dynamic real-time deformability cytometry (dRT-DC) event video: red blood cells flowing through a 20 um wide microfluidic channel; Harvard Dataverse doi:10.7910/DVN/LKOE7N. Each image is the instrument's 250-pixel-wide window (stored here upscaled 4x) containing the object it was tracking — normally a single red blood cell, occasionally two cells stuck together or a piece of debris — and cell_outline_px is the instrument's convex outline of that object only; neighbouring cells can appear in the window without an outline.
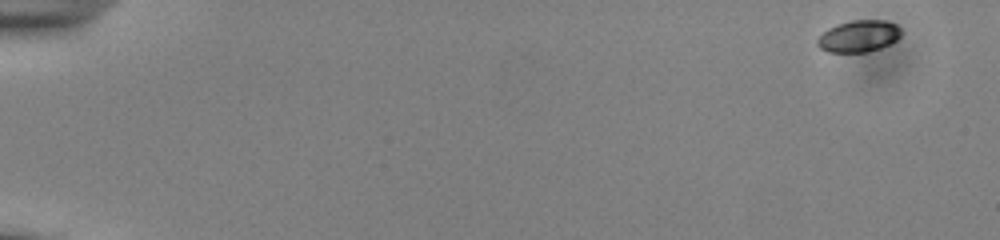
{"species": "common noctule bat (a hibernating species)", "species_latin": "Nyctalus noctula", "temperature_condition": "cold", "stored_images_in_passage": 53, "camera_frame_rate_fps": 3000, "um_per_image_px": 0.085, "animal": {"sex": "male", "body_mass_g": 13.0, "forearm_length_mm": 53.1}, "frame": {"image": 1, "passage_image": 1, "time_ms": 0.0, "image_size_px": [1000, 240], "cell_outline_px": [[900, 36], [896, 40], [880, 48], [868, 52], [828, 52], [820, 48], [816, 44], [816, 40], [828, 28], [852, 20], [884, 20], [896, 24], [900, 28]], "centroid_in_image_um": [72.98, 3.08], "position_along_channel_um": 12.0, "area_um2": 15.37}}
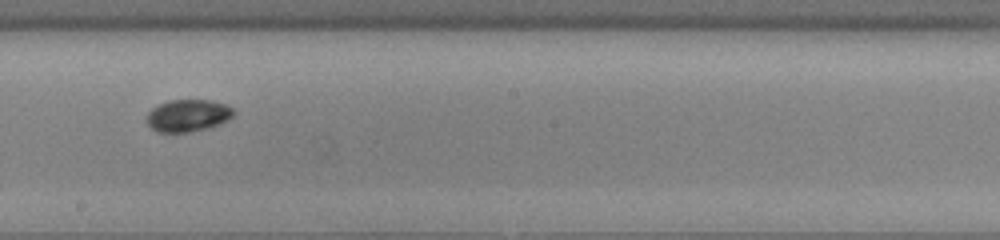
{"frame": {"image": 2, "passage_image": 31, "time_ms": 10.0, "image_size_px": [1000, 240], "cell_outline_px": [[236, 112], [228, 120], [220, 124], [208, 128], [188, 132], [156, 132], [144, 120], [148, 112], [156, 104], [168, 100], [208, 100], [224, 104], [232, 108]], "centroid_in_image_um": [15.93, 9.82], "position_along_channel_um": 232.3, "area_um2": 16.47}}
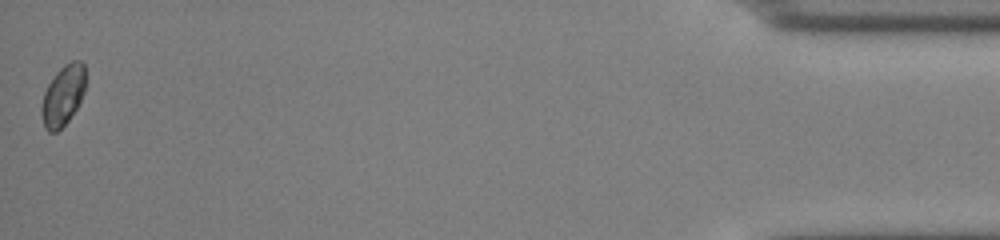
{"frame": {"image": 3, "passage_image": 53, "time_ms": 17.333, "image_size_px": [1000, 240], "cell_outline_px": [[84, 92], [76, 108], [68, 120], [56, 132], [48, 132], [44, 128], [40, 112], [40, 108], [44, 92], [48, 84], [56, 72], [64, 64], [72, 60], [80, 60], [84, 64]], "centroid_in_image_um": [5.32, 8.11], "position_along_channel_um": 429.9, "area_um2": 15.43}}